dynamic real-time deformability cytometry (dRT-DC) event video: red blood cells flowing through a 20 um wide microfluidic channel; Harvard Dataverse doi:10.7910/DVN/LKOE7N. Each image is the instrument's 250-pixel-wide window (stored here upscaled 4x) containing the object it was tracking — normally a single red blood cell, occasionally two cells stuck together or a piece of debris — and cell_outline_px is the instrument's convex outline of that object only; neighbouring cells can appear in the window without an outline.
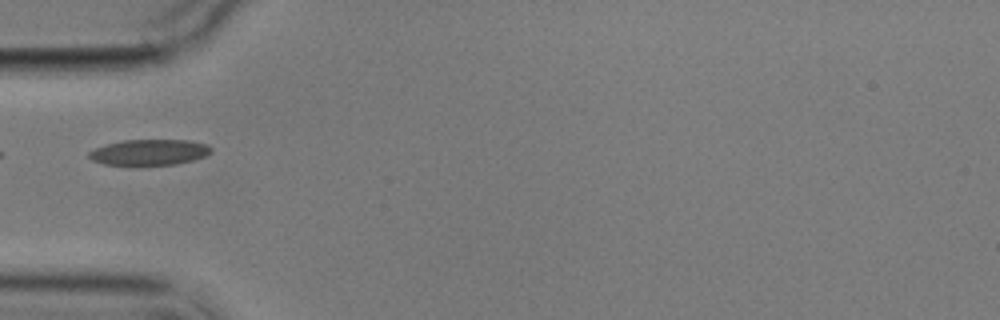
{"species": "common noctule bat (a hibernating species)", "species_latin": "Nyctalus noctula", "temperature_condition": "cold", "stored_images_in_passage": 4, "camera_frame_rate_fps": 3000, "um_per_image_px": 0.085, "animal": {"sex": "male", "body_mass_g": 17.9}, "frame": {"image": 1, "passage_image": 3, "time_ms": 2.333, "image_size_px": [1000, 320], "cell_outline_px": [[212, 152], [204, 156], [192, 160], [176, 164], [104, 164], [92, 160], [88, 156], [88, 152], [96, 148], [120, 140], [192, 140], [208, 144], [212, 148]], "centroid_in_image_um": [12.73, 12.92], "position_along_channel_um": 72.3, "area_um2": 18.15}}